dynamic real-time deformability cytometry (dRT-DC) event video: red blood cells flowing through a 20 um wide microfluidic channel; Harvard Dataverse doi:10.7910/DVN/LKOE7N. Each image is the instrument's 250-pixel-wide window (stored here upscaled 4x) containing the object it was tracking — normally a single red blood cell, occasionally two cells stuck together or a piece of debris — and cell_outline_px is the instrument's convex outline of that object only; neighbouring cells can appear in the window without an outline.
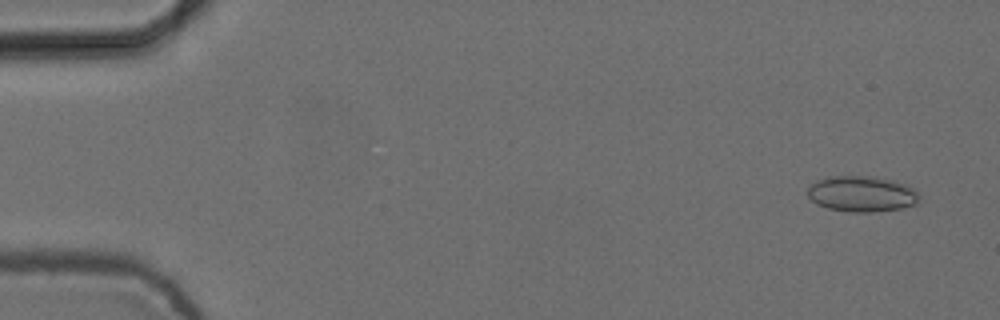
{"species": "common noctule bat (a hibernating species)", "species_latin": "Nyctalus noctula", "temperature_condition": "cold", "stored_images_in_passage": 6, "camera_frame_rate_fps": 3000, "um_per_image_px": 0.085, "animal": {"sex": "female", "body_mass_g": 24.6, "forearm_length_mm": 56.2}, "frame": {"image": 1, "passage_image": 1, "time_ms": 0.0, "image_size_px": [1000, 320], "cell_outline_px": [[920, 196], [916, 204], [904, 208], [876, 212], [848, 212], [828, 208], [816, 204], [808, 196], [808, 188], [816, 180], [828, 176], [872, 176], [892, 180], [904, 184], [912, 188]], "centroid_in_image_um": [73.24, 16.49], "position_along_channel_um": 11.8, "area_um2": 23.41}}
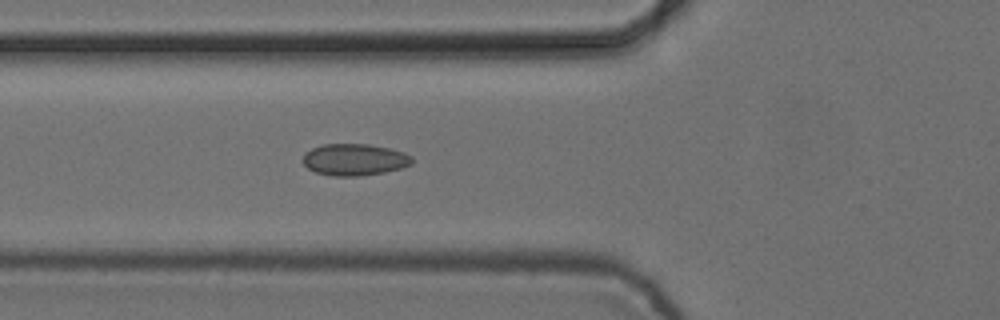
{"frame": {"image": 2, "passage_image": 6, "time_ms": 1.667, "image_size_px": [1000, 320], "cell_outline_px": [[412, 164], [400, 168], [384, 172], [360, 176], [332, 176], [316, 172], [308, 168], [304, 164], [304, 152], [312, 148], [324, 144], [368, 144], [388, 148], [404, 152], [412, 156]], "centroid_in_image_um": [30.13, 13.57], "position_along_channel_um": 95.7, "area_um2": 20.11}}